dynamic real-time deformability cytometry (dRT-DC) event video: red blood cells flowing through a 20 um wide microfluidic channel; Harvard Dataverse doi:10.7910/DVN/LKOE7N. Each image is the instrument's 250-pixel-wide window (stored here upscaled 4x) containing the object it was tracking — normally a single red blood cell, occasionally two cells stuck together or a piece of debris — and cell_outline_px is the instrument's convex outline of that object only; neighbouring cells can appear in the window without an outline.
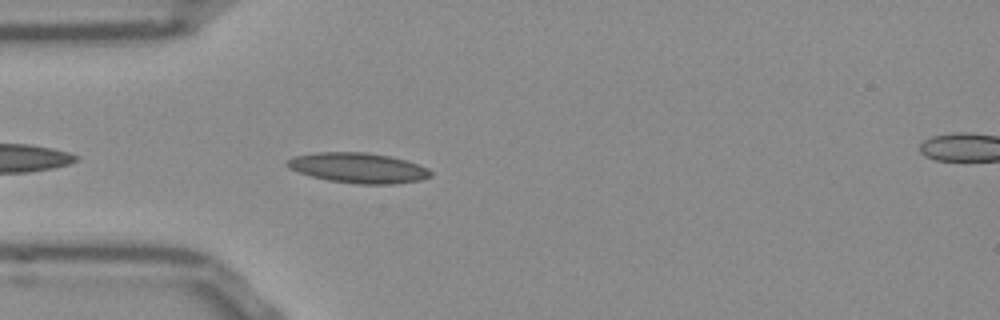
{"species": "Egyptian fruit bat (a non-hibernating species)", "species_latin": "Rousettus aegyptiacus", "temperature_condition": "room temperature", "stored_images_in_passage": 26, "camera_frame_rate_fps": 3000, "um_per_image_px": 0.085, "frame": {"image": 1, "passage_image": 3, "time_ms": 0.667, "image_size_px": [1000, 320], "cell_outline_px": [[432, 176], [420, 180], [396, 184], [356, 184], [328, 180], [312, 176], [288, 168], [284, 164], [284, 160], [296, 156], [316, 152], [364, 152], [388, 156], [404, 160], [428, 168], [432, 172]], "centroid_in_image_um": [30.42, 14.27], "position_along_channel_um": 54.6, "area_um2": 25.2}}
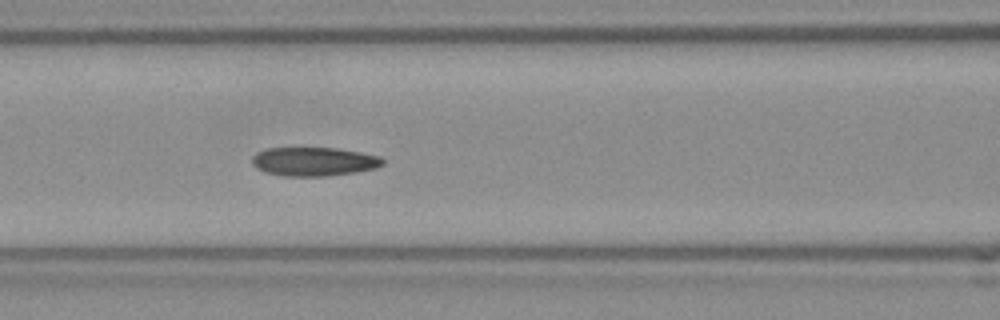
{"frame": {"image": 2, "passage_image": 10, "time_ms": 3.0, "image_size_px": [1000, 320], "cell_outline_px": [[384, 164], [376, 168], [328, 176], [284, 176], [264, 172], [256, 168], [252, 164], [252, 156], [256, 152], [264, 148], [336, 148], [360, 152], [380, 156], [384, 160]], "centroid_in_image_um": [26.64, 13.73], "position_along_channel_um": 140.0, "area_um2": 22.02}}
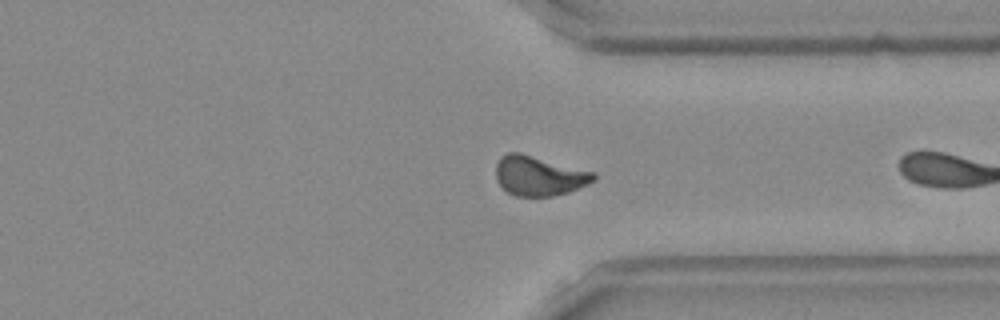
{"frame": {"image": 3, "passage_image": 25, "time_ms": 8.0, "image_size_px": [1000, 320], "cell_outline_px": [[596, 180], [588, 184], [568, 192], [552, 196], [516, 196], [508, 192], [496, 180], [496, 164], [500, 156], [508, 152], [520, 152], [596, 172]], "centroid_in_image_um": [45.83, 14.93], "position_along_channel_um": 365.6, "area_um2": 22.77}}